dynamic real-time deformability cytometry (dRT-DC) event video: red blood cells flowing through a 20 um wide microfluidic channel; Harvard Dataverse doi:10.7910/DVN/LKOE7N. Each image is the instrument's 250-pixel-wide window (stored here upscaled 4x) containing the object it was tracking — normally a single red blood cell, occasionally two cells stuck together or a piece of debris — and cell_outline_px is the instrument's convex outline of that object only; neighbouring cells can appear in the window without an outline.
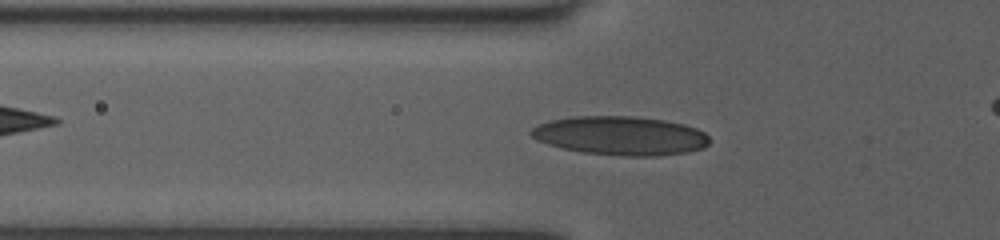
{"species": "human", "species_latin": "Homo sapiens", "temperature_condition": "room temperature", "stored_images_in_passage": 48, "camera_frame_rate_fps": 3000, "um_per_image_px": 0.085, "donor": {"sex": "female"}, "frame": {"image": 1, "passage_image": 19, "time_ms": 6.0, "image_size_px": [1000, 240], "cell_outline_px": [[708, 144], [704, 148], [688, 152], [656, 156], [620, 156], [584, 152], [560, 148], [536, 140], [528, 132], [536, 124], [548, 120], [572, 116], [636, 116], [664, 120], [684, 124], [696, 128], [704, 132], [708, 136]], "centroid_in_image_um": [52.7, 11.53], "position_along_channel_um": 73.1, "area_um2": 40.75}}
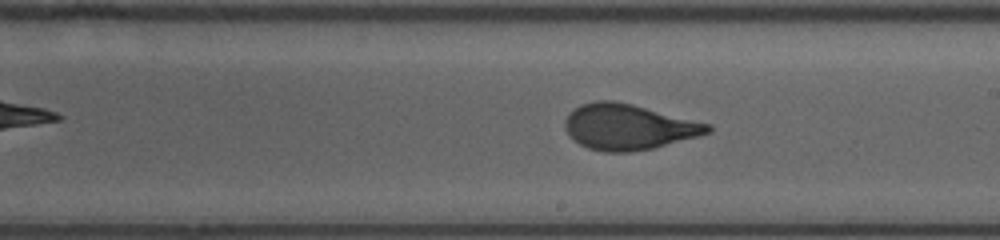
{"frame": {"image": 2, "passage_image": 31, "time_ms": 10.0, "image_size_px": [1000, 240], "cell_outline_px": [[712, 128], [708, 132], [696, 136], [652, 148], [632, 152], [604, 152], [588, 148], [572, 140], [564, 124], [564, 120], [568, 112], [580, 104], [596, 100], [612, 100], [632, 104], [712, 124]], "centroid_in_image_um": [53.36, 10.77], "position_along_channel_um": 235.6, "area_um2": 37.86}}
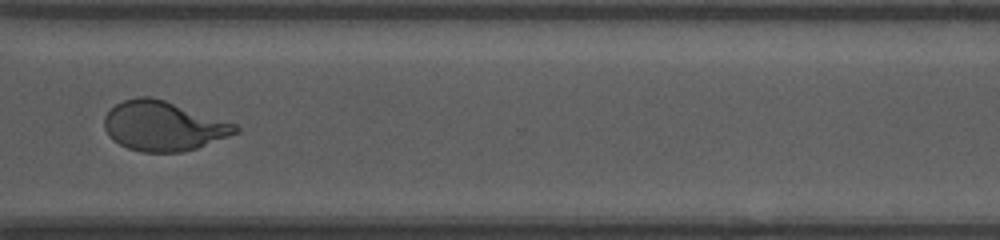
{"frame": {"image": 3, "passage_image": 40, "time_ms": 13.0, "image_size_px": [1000, 240], "cell_outline_px": [[240, 132], [196, 148], [180, 152], [140, 152], [128, 148], [112, 140], [108, 136], [104, 128], [104, 116], [116, 104], [124, 100], [136, 96], [152, 96], [236, 124], [240, 128]], "centroid_in_image_um": [13.86, 10.71], "position_along_channel_um": 356.7, "area_um2": 37.8}}